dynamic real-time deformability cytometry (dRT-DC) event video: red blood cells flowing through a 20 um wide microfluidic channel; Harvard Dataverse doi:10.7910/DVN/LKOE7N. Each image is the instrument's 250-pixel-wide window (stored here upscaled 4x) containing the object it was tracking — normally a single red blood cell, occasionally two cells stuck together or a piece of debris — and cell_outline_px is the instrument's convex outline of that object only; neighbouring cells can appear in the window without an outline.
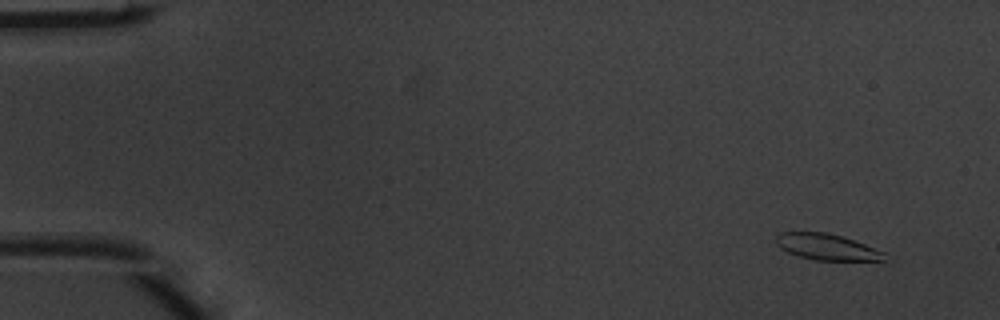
{"species": "common noctule bat (a hibernating species)", "species_latin": "Nyctalus noctula", "temperature_condition": "warm", "stored_images_in_passage": 4, "camera_frame_rate_fps": 3000, "um_per_image_px": 0.085, "animal": {"sex": "male", "body_mass_g": 20.1, "forearm_length_mm": 53.5}, "frame": {"image": 1, "passage_image": 1, "time_ms": 0.0, "image_size_px": [1000, 320], "cell_outline_px": [[888, 252], [884, 260], [816, 260], [800, 256], [788, 252], [780, 248], [776, 244], [776, 236], [780, 232], [824, 232], [856, 240]], "centroid_in_image_um": [70.33, 20.98], "position_along_channel_um": 14.7, "area_um2": 16.59}}
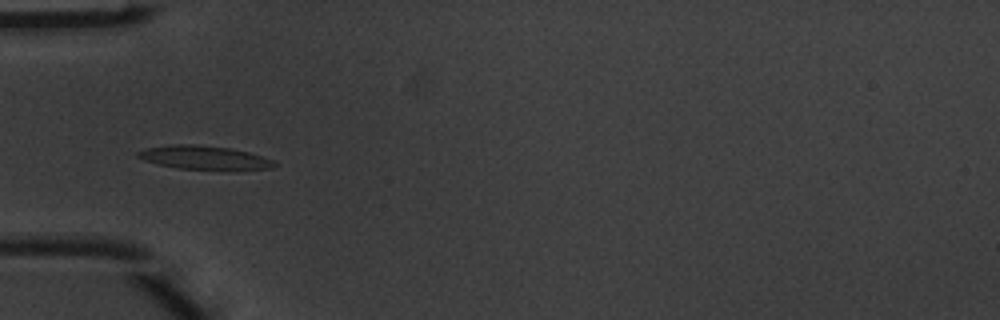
{"frame": {"image": 2, "passage_image": 4, "time_ms": 1.0, "image_size_px": [1000, 320], "cell_outline_px": [[276, 164], [272, 168], [236, 172], [180, 168], [160, 164], [144, 160], [136, 156], [136, 152], [148, 148], [176, 144], [192, 144], [232, 148], [248, 152], [272, 160]], "centroid_in_image_um": [17.45, 13.43], "position_along_channel_um": 67.6, "area_um2": 19.19}}